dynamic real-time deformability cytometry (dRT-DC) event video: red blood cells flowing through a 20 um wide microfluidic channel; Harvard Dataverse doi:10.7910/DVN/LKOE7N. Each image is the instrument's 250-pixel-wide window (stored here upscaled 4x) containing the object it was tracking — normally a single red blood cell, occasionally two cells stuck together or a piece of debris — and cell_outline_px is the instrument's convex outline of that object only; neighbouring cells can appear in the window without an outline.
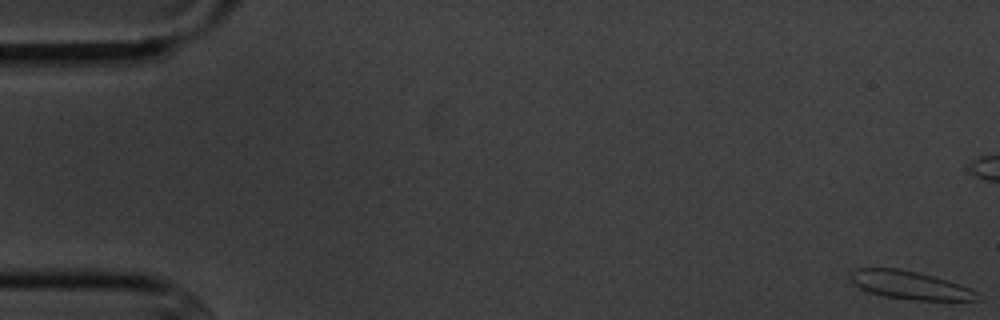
{"species": "common noctule bat (a hibernating species)", "species_latin": "Nyctalus noctula", "temperature_condition": "cold", "stored_images_in_passage": 16, "camera_frame_rate_fps": 3000, "um_per_image_px": 0.085, "animal": {"sex": "male", "body_mass_g": 20.1, "forearm_length_mm": 53.5}, "frame": {"image": 1, "passage_image": 1, "time_ms": 0.0, "image_size_px": [1000, 320], "cell_outline_px": [[980, 300], [912, 300], [884, 296], [868, 292], [860, 288], [852, 280], [852, 272], [856, 268], [900, 268], [932, 276], [960, 284], [976, 292]], "centroid_in_image_um": [77.34, 24.24], "position_along_channel_um": 7.7, "area_um2": 20.46}}
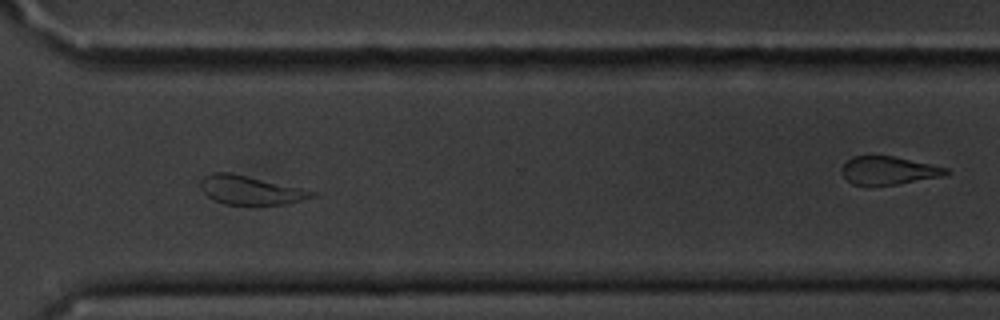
{"frame": {"image": 2, "passage_image": 12, "time_ms": 13.333, "image_size_px": [1000, 320], "cell_outline_px": [[316, 196], [284, 204], [224, 204], [208, 196], [204, 192], [200, 184], [200, 180], [204, 176], [212, 172], [228, 172], [300, 188], [316, 192]], "centroid_in_image_um": [21.25, 16.16], "position_along_channel_um": 349.4, "area_um2": 18.15}}
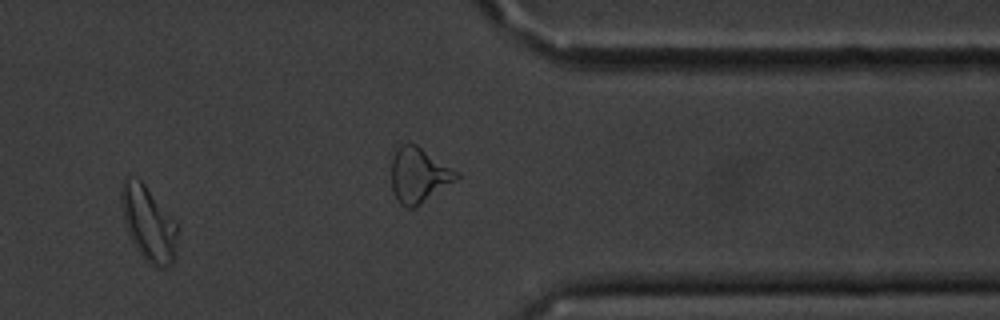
{"frame": {"image": 3, "passage_image": 14, "time_ms": 15.667, "image_size_px": [1000, 320], "cell_outline_px": [[176, 256], [172, 264], [168, 268], [164, 268], [152, 264], [136, 248], [132, 240], [124, 216], [120, 196], [120, 184], [128, 176], [140, 180], [144, 184], [176, 224]], "centroid_in_image_um": [12.61, 18.99], "position_along_channel_um": 398.8, "area_um2": 23.52}, "authors_computed_cell_mechanics": {"area_um2": 20.3456, "velocity_mm_per_s": 3.614, "shape_relaxation_time_tau1_ms": 5.157, "shape_relaxation_time_tau2_ms": null, "deformation_change_tau1": 0.0961, "deformation_change_tau2": null}}